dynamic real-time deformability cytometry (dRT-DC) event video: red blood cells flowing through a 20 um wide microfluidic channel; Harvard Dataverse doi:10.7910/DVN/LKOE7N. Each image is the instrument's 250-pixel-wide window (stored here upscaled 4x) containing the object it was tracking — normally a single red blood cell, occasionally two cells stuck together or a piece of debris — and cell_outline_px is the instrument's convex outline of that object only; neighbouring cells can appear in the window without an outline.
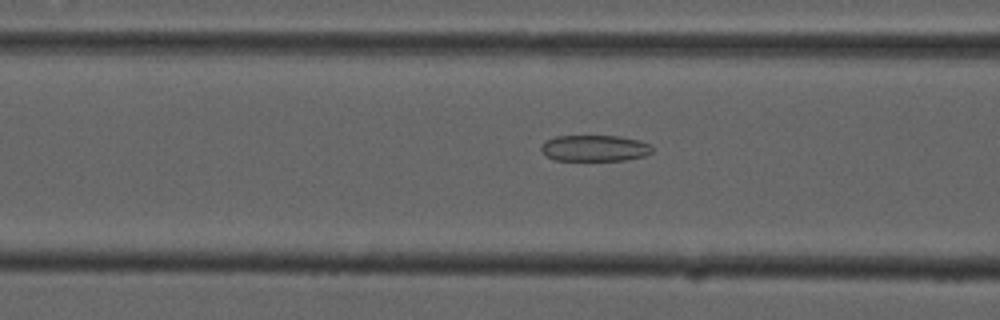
{"species": "common noctule bat (a hibernating species)", "species_latin": "Nyctalus noctula", "temperature_condition": "cold", "stored_images_in_passage": 45, "camera_frame_rate_fps": 3000, "um_per_image_px": 0.085, "animal": {"sex": "male", "forearm_length_mm": 52.5}, "frame": {"image": 1, "passage_image": 15, "time_ms": 4.667, "image_size_px": [1000, 320], "cell_outline_px": [[652, 152], [644, 156], [624, 160], [556, 160], [548, 156], [540, 148], [544, 140], [556, 136], [620, 136], [640, 140], [648, 144], [652, 148]], "centroid_in_image_um": [50.54, 12.58], "position_along_channel_um": 116.1, "area_um2": 16.88}}
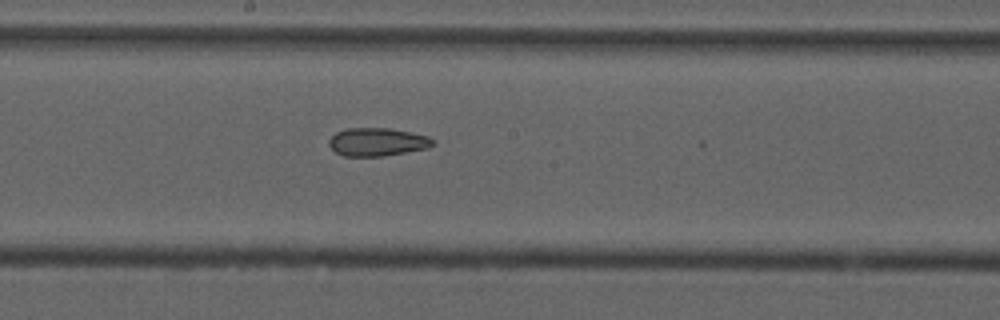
{"frame": {"image": 2, "passage_image": 23, "time_ms": 7.333, "image_size_px": [1000, 320], "cell_outline_px": [[436, 144], [428, 148], [384, 156], [344, 156], [336, 152], [328, 144], [328, 140], [336, 132], [348, 128], [388, 128], [428, 136], [436, 140]], "centroid_in_image_um": [32.09, 12.07], "position_along_channel_um": 216.1, "area_um2": 17.05}}
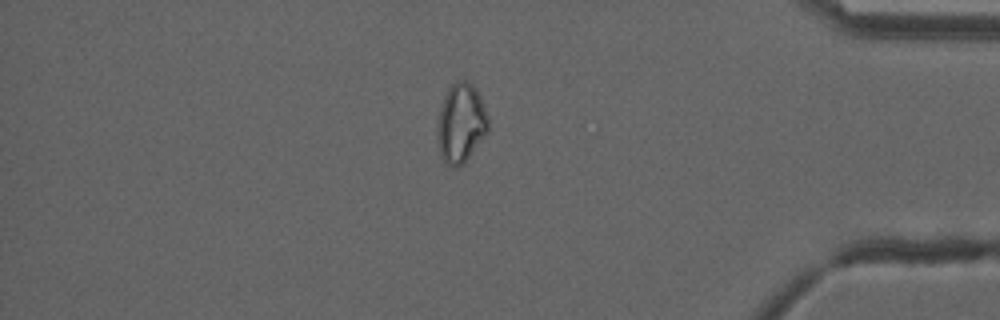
{"frame": {"image": 3, "passage_image": 40, "time_ms": 13.0, "image_size_px": [1000, 320], "cell_outline_px": [[488, 132], [464, 164], [452, 168], [444, 164], [440, 156], [436, 136], [436, 124], [440, 108], [444, 96], [448, 88], [456, 80], [468, 80], [476, 88], [480, 96], [488, 116]], "centroid_in_image_um": [39.15, 10.49], "position_along_channel_um": 396.0, "area_um2": 24.1}}